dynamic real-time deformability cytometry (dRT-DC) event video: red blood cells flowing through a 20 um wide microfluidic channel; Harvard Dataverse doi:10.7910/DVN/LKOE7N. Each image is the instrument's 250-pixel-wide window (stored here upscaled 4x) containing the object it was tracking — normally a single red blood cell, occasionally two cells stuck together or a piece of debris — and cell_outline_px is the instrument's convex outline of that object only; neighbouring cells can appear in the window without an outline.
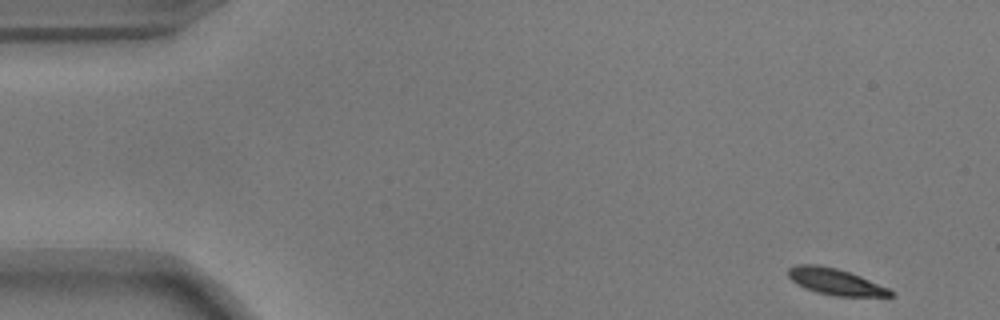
{"species": "common noctule bat (a hibernating species)", "species_latin": "Nyctalus noctula", "temperature_condition": "warm", "stored_images_in_passage": 12, "camera_frame_rate_fps": 3000, "um_per_image_px": 0.085, "animal": {"sex": "male", "body_mass_g": 17.9}, "frame": {"image": 1, "passage_image": 1, "time_ms": 0.0, "image_size_px": [1000, 320], "cell_outline_px": [[896, 296], [836, 296], [816, 292], [804, 288], [796, 284], [788, 276], [788, 268], [796, 264], [816, 264], [836, 268], [860, 276], [888, 288]], "centroid_in_image_um": [70.96, 23.94], "position_along_channel_um": 14.0, "area_um2": 15.61}}